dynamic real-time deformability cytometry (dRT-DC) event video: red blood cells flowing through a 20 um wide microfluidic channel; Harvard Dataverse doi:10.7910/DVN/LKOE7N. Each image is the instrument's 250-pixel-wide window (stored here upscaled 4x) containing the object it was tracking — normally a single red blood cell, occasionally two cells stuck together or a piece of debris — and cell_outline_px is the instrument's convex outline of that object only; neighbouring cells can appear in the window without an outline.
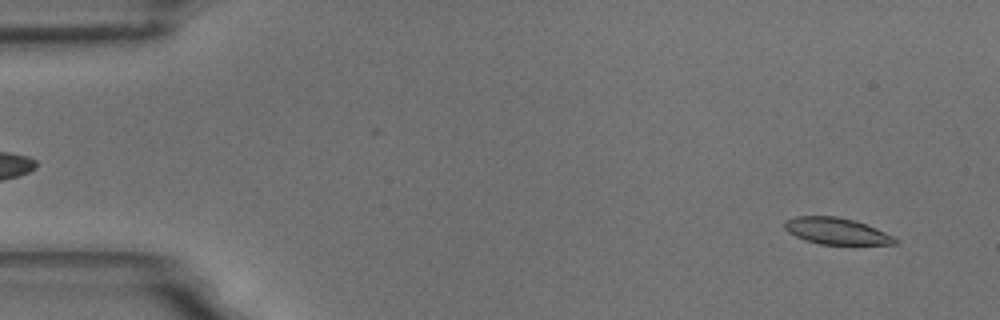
{"species": "common noctule bat (a hibernating species)", "species_latin": "Nyctalus noctula", "temperature_condition": "room temperature", "stored_images_in_passage": 55, "camera_frame_rate_fps": 3000, "um_per_image_px": 0.085, "animal": {"sex": "male", "body_mass_g": 18.8}, "frame": {"image": 1, "passage_image": 3, "time_ms": 0.667, "image_size_px": [1000, 320], "cell_outline_px": [[900, 244], [820, 244], [804, 240], [788, 232], [784, 228], [784, 220], [796, 216], [836, 216], [856, 220], [876, 228], [900, 240]], "centroid_in_image_um": [71.09, 19.63], "position_along_channel_um": 13.9, "area_um2": 17.17}}
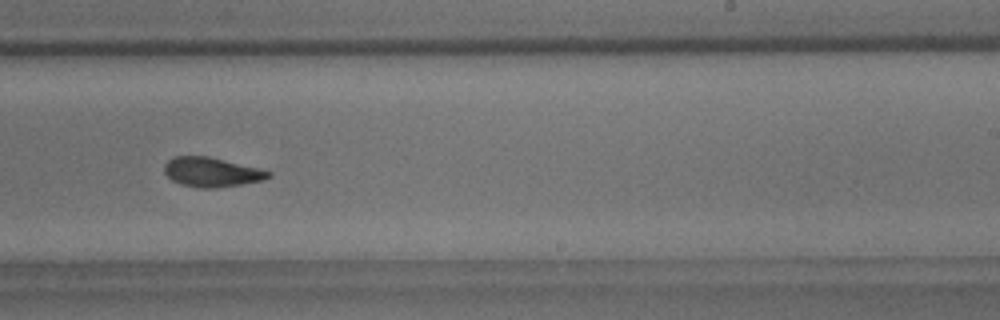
{"frame": {"image": 2, "passage_image": 34, "time_ms": 11.0, "image_size_px": [1000, 320], "cell_outline_px": [[272, 176], [264, 180], [216, 188], [200, 188], [180, 184], [172, 180], [164, 172], [164, 164], [168, 160], [176, 156], [208, 156], [260, 168], [272, 172]], "centroid_in_image_um": [18.0, 14.63], "position_along_channel_um": 271.0, "area_um2": 17.92}}
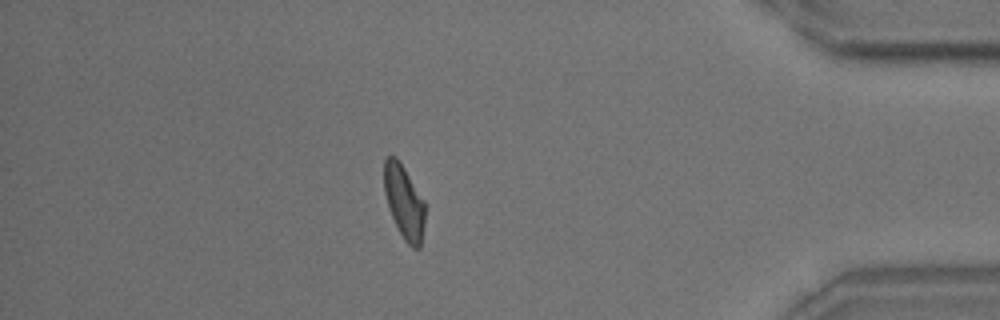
{"frame": {"image": 3, "passage_image": 48, "time_ms": 15.667, "image_size_px": [1000, 320], "cell_outline_px": [[424, 224], [420, 248], [412, 248], [404, 240], [392, 216], [384, 192], [384, 160], [388, 156], [396, 156], [404, 168], [424, 200]], "centroid_in_image_um": [34.34, 17.16], "position_along_channel_um": 400.9, "area_um2": 17.28}, "authors_computed_cell_mechanics": {"area_um2": 18.4382, "velocity_mm_per_s": 3.6142, "shape_relaxation_time_tau1_ms": 7.3516, "shape_relaxation_time_tau2_ms": 3.7726, "deformation_change_tau1": 0.1772, "deformation_change_tau2": 0.1029}}